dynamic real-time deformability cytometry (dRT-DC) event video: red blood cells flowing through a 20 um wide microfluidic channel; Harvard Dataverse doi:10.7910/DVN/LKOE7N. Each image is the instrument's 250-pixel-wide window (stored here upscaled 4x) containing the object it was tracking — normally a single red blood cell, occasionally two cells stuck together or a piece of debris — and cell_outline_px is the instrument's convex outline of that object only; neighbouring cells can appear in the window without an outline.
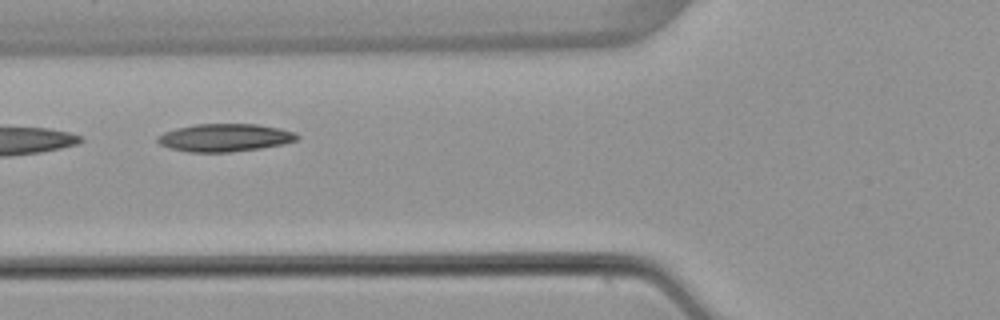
{"species": "common noctule bat (a hibernating species)", "species_latin": "Nyctalus noctula", "temperature_condition": "warm", "stored_images_in_passage": 6, "camera_frame_rate_fps": 3000, "um_per_image_px": 0.085, "animal": {"sex": "female", "body_mass_g": 22.7, "forearm_length_mm": 54.2}, "frame": {"image": 1, "passage_image": 5, "time_ms": 4.667, "image_size_px": [1000, 320], "cell_outline_px": [[300, 136], [296, 140], [284, 144], [260, 148], [232, 152], [188, 152], [168, 148], [160, 144], [156, 140], [156, 136], [164, 132], [176, 128], [196, 124], [256, 124], [280, 128], [296, 132]], "centroid_in_image_um": [19.1, 11.7], "position_along_channel_um": 106.7, "area_um2": 22.77}}
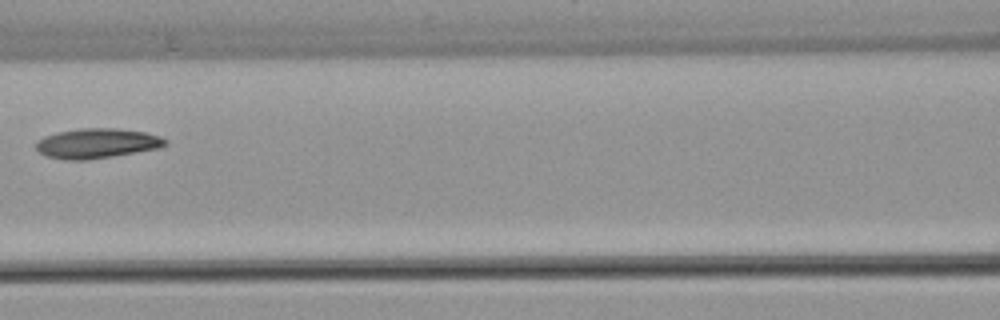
{"frame": {"image": 2, "passage_image": 6, "time_ms": 6.0, "image_size_px": [1000, 320], "cell_outline_px": [[168, 144], [160, 148], [88, 160], [64, 160], [48, 156], [40, 152], [36, 148], [36, 140], [44, 136], [56, 132], [80, 128], [116, 128], [144, 132], [160, 136], [168, 140]], "centroid_in_image_um": [8.24, 12.18], "position_along_channel_um": 158.4, "area_um2": 22.6}}